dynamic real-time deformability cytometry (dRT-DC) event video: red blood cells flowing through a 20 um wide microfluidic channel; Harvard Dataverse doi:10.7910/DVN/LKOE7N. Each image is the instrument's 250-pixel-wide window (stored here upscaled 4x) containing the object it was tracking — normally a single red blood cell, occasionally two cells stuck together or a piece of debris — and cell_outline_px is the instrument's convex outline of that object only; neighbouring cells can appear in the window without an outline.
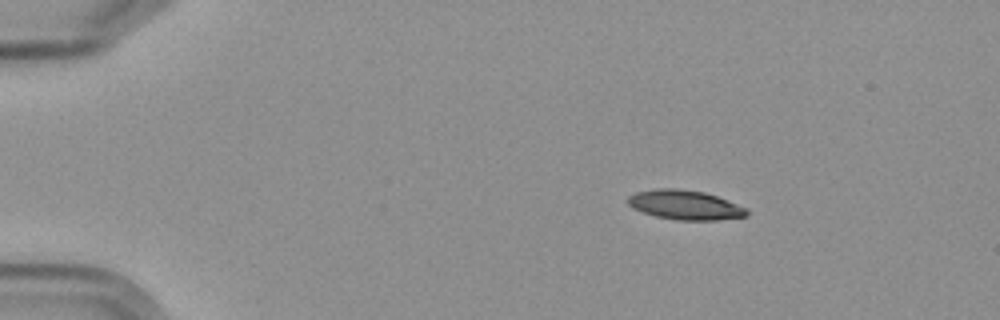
{"species": "Egyptian fruit bat (a non-hibernating species)", "species_latin": "Rousettus aegyptiacus", "temperature_condition": "cold", "stored_images_in_passage": 5, "camera_frame_rate_fps": 3000, "um_per_image_px": 0.085, "frame": {"image": 1, "passage_image": 1, "time_ms": 0.0, "image_size_px": [1000, 320], "cell_outline_px": [[748, 216], [716, 220], [676, 220], [656, 216], [632, 208], [628, 204], [628, 196], [636, 192], [656, 188], [676, 188], [704, 192], [716, 196], [748, 208]], "centroid_in_image_um": [58.23, 17.42], "position_along_channel_um": 26.8, "area_um2": 20.4}}
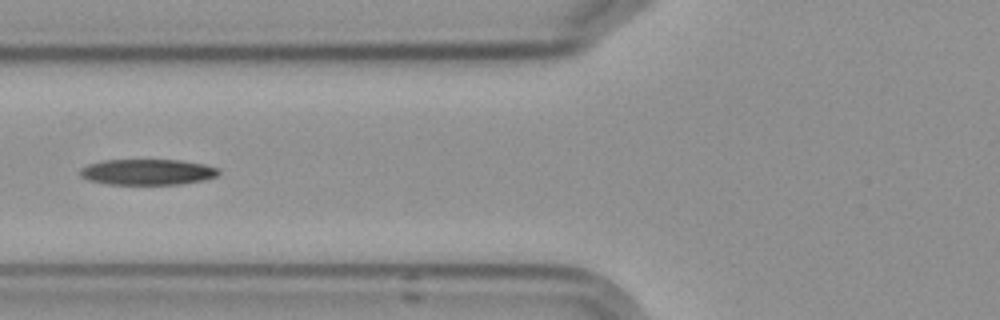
{"frame": {"image": 2, "passage_image": 5, "time_ms": 4.667, "image_size_px": [1000, 320], "cell_outline_px": [[220, 172], [216, 176], [204, 180], [180, 184], [108, 184], [88, 180], [80, 176], [80, 168], [88, 164], [104, 160], [180, 160], [204, 164], [216, 168]], "centroid_in_image_um": [12.51, 14.62], "position_along_channel_um": 113.3, "area_um2": 20.75}}